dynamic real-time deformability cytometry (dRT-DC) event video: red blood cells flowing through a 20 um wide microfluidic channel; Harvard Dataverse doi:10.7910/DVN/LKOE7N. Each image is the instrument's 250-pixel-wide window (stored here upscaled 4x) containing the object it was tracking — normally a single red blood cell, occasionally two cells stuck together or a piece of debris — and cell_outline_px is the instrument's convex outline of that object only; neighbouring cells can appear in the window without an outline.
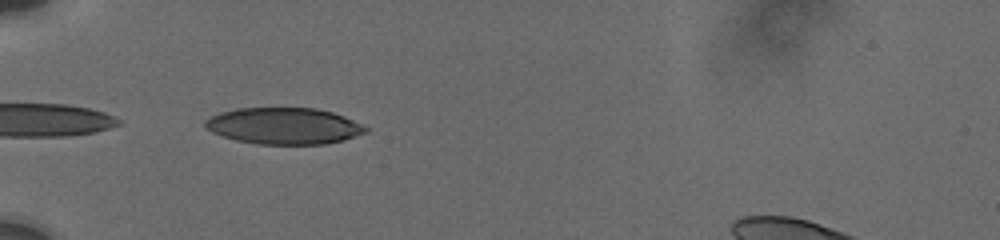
{"species": "human", "species_latin": "Homo sapiens", "temperature_condition": "cold", "stored_images_in_passage": 6, "camera_frame_rate_fps": 3000, "um_per_image_px": 0.085, "donor": {"sex": "male"}, "frame": {"image": 1, "passage_image": 1, "time_ms": 0.0, "image_size_px": [1000, 240], "cell_outline_px": [[368, 132], [344, 140], [324, 144], [256, 144], [236, 140], [212, 132], [204, 128], [204, 120], [220, 112], [236, 108], [316, 108], [332, 112], [344, 116], [368, 128]], "centroid_in_image_um": [24.12, 10.7], "position_along_channel_um": 60.9, "area_um2": 34.16}}
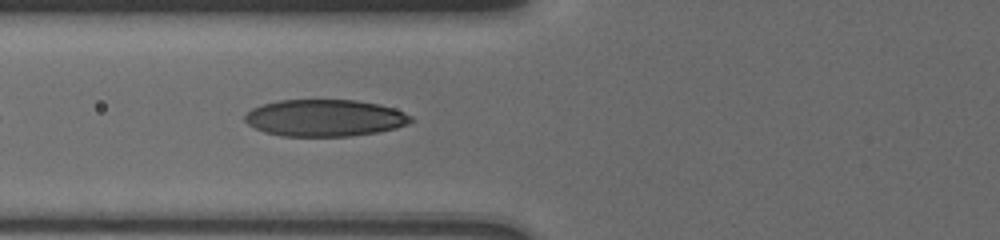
{"frame": {"image": 2, "passage_image": 5, "time_ms": 1.333, "image_size_px": [1000, 240], "cell_outline_px": [[412, 120], [408, 124], [396, 128], [380, 132], [352, 136], [284, 136], [264, 132], [248, 124], [244, 120], [244, 116], [252, 108], [260, 104], [280, 100], [356, 100], [376, 104], [392, 108], [404, 112], [412, 116]], "centroid_in_image_um": [27.6, 10.03], "position_along_channel_um": 98.2, "area_um2": 35.72}}